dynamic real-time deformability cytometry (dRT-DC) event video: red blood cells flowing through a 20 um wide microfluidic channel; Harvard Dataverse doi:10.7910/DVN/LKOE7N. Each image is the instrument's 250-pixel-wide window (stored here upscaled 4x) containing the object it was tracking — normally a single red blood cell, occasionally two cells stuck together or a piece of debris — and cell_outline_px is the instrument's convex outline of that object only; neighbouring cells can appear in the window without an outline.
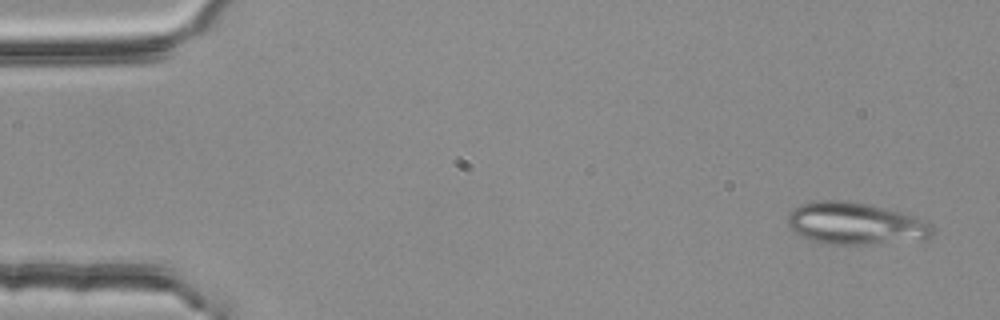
{"species": "common noctule bat (a hibernating species)", "species_latin": "Nyctalus noctula", "temperature_condition": "room temperature", "stored_images_in_passage": 4, "camera_frame_rate_fps": 3000, "um_per_image_px": 0.085, "animal": {"sex": "female", "body_mass_g": 25.1}, "frame": {"image": 1, "passage_image": 1, "time_ms": 0.0, "image_size_px": [1000, 320], "cell_outline_px": [[936, 232], [932, 236], [920, 240], [872, 244], [832, 244], [812, 240], [800, 236], [792, 232], [788, 224], [788, 212], [792, 208], [800, 204], [820, 200], [848, 200], [868, 204], [904, 212], [916, 216], [932, 224]], "centroid_in_image_um": [72.73, 18.99], "position_along_channel_um": 12.3, "area_um2": 36.07}}